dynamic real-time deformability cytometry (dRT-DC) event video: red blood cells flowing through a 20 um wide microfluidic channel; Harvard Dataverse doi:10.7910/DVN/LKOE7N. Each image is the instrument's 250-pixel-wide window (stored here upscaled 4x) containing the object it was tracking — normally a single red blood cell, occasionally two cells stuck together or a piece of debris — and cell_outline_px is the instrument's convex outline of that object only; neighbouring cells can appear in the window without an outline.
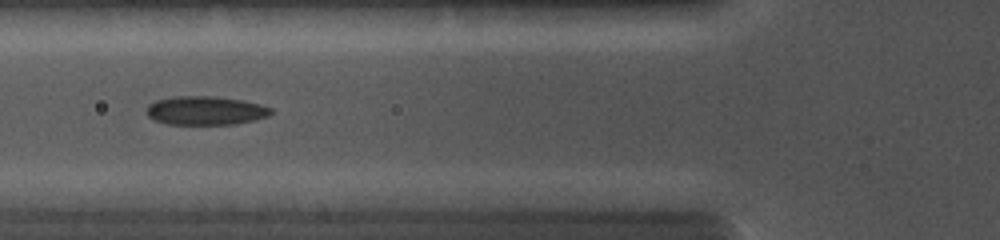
{"species": "common noctule bat (a hibernating species)", "species_latin": "Nyctalus noctula", "temperature_condition": "cold", "stored_images_in_passage": 8, "camera_frame_rate_fps": 5000, "um_per_image_px": 0.085, "animal": {"sex": "female", "body_mass_g": 19.0, "forearm_length_mm": 56.7}, "frame": {"image": 1, "passage_image": 7, "time_ms": 4.6, "image_size_px": [1000, 240], "cell_outline_px": [[272, 112], [268, 116], [256, 120], [236, 124], [168, 124], [156, 120], [148, 116], [144, 112], [148, 104], [156, 100], [172, 96], [216, 96], [244, 100], [260, 104], [272, 108]], "centroid_in_image_um": [17.47, 9.39], "position_along_channel_um": 108.3, "area_um2": 21.1}}